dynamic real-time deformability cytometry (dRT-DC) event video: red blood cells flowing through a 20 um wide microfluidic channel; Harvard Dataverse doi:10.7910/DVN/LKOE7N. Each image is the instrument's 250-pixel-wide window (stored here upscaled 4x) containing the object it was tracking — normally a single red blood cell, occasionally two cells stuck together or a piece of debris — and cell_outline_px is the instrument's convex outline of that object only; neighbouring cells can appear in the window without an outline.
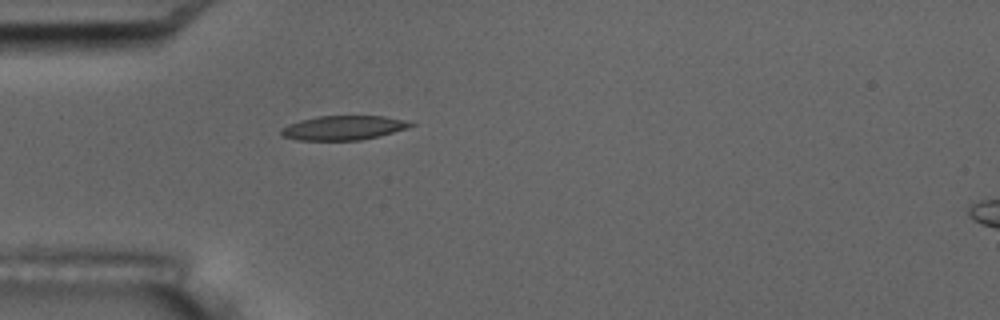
{"species": "common noctule bat (a hibernating species)", "species_latin": "Nyctalus noctula", "temperature_condition": "room temperature", "stored_images_in_passage": 4, "camera_frame_rate_fps": 3000, "um_per_image_px": 0.085, "animal": {"sex": "male", "body_mass_g": 17.5, "forearm_length_mm": 52.3}, "frame": {"image": 1, "passage_image": 4, "time_ms": 4.667, "image_size_px": [1000, 320], "cell_outline_px": [[416, 124], [392, 132], [360, 140], [300, 140], [284, 136], [280, 132], [280, 128], [288, 124], [300, 120], [320, 116], [384, 116], [404, 120]], "centroid_in_image_um": [29.13, 10.86], "position_along_channel_um": 55.9, "area_um2": 17.98}}